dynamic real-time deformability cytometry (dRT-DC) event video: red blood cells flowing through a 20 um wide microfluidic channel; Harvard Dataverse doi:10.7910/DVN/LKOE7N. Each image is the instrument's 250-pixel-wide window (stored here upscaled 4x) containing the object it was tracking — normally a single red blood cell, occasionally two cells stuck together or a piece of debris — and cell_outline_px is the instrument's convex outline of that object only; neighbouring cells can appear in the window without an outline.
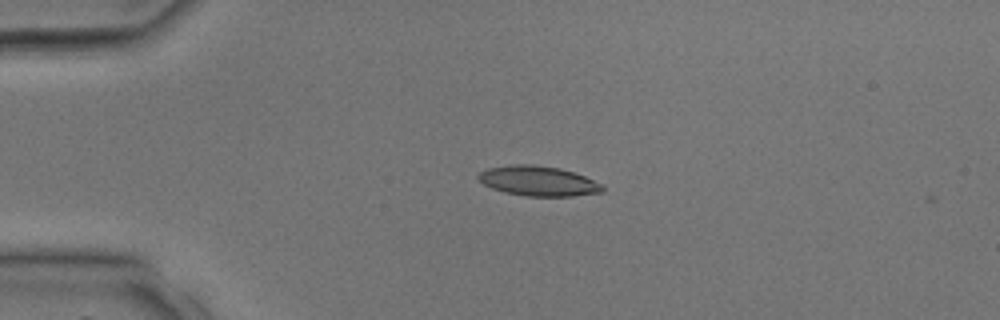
{"species": "common noctule bat (a hibernating species)", "species_latin": "Nyctalus noctula", "temperature_condition": "room temperature", "stored_images_in_passage": 2, "camera_frame_rate_fps": 3000, "um_per_image_px": 0.085, "animal": {"sex": "male", "body_mass_g": 17.9, "forearm_length_mm": 54.2}, "frame": {"image": 1, "passage_image": 1, "time_ms": 0.0, "image_size_px": [1000, 320], "cell_outline_px": [[604, 192], [572, 196], [528, 196], [504, 192], [492, 188], [484, 184], [476, 176], [480, 172], [488, 168], [512, 164], [532, 164], [560, 168], [584, 176], [604, 184]], "centroid_in_image_um": [45.77, 15.38], "position_along_channel_um": 39.2, "area_um2": 21.68}}